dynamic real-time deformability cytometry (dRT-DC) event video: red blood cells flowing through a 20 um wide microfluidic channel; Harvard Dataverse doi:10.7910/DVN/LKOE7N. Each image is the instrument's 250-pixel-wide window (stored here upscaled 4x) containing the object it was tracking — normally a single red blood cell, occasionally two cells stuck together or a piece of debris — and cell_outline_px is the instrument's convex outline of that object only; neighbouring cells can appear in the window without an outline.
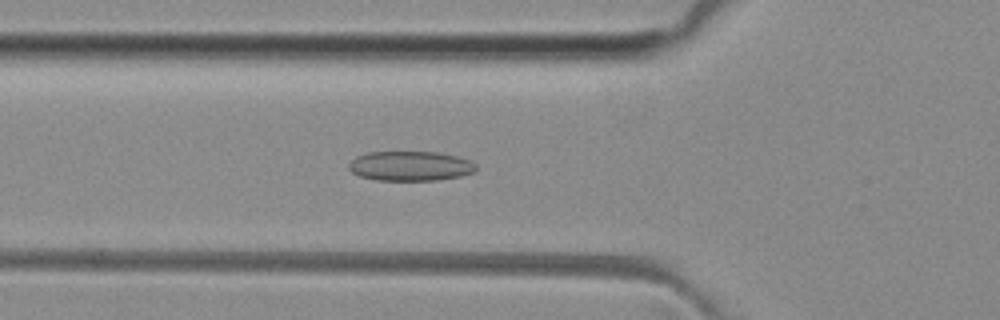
{"species": "common noctule bat (a hibernating species)", "species_latin": "Nyctalus noctula", "temperature_condition": "room temperature", "stored_images_in_passage": 44, "camera_frame_rate_fps": 3000, "um_per_image_px": 0.085, "animal": {"sex": "female", "body_mass_g": 29.2, "forearm_length_mm": 56.3}, "frame": {"image": 1, "passage_image": 18, "time_ms": 5.667, "image_size_px": [1000, 320], "cell_outline_px": [[476, 168], [472, 172], [460, 176], [436, 180], [376, 180], [360, 176], [352, 172], [348, 168], [348, 164], [356, 156], [368, 152], [436, 152], [456, 156], [468, 160], [476, 164]], "centroid_in_image_um": [34.84, 14.11], "position_along_channel_um": 91.0, "area_um2": 21.85}}
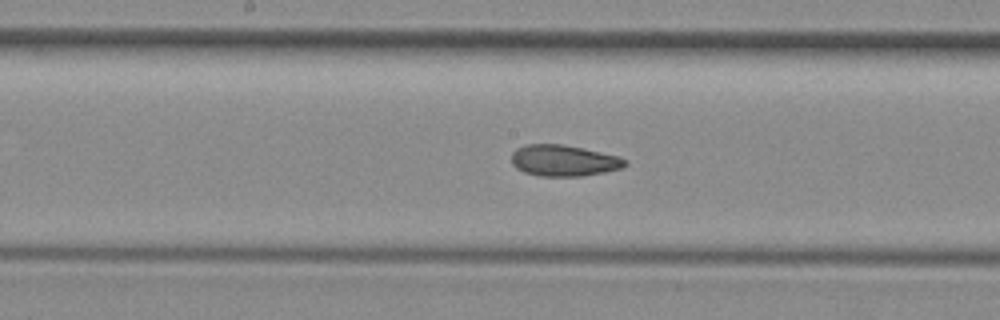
{"frame": {"image": 2, "passage_image": 26, "time_ms": 8.333, "image_size_px": [1000, 320], "cell_outline_px": [[628, 164], [620, 168], [604, 172], [584, 176], [540, 176], [524, 172], [516, 168], [512, 164], [512, 152], [516, 148], [524, 144], [560, 144], [620, 156], [628, 160]], "centroid_in_image_um": [47.91, 13.65], "position_along_channel_um": 200.3, "area_um2": 20.69}}
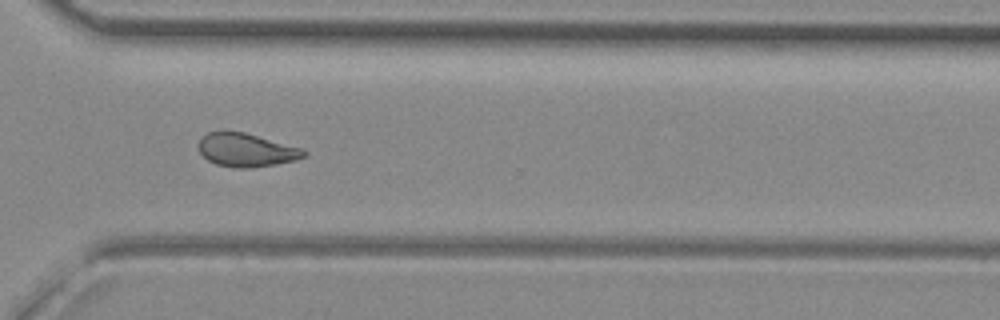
{"frame": {"image": 3, "passage_image": 37, "time_ms": 12.0, "image_size_px": [1000, 320], "cell_outline_px": [[308, 152], [304, 156], [296, 160], [276, 164], [252, 168], [232, 168], [216, 164], [208, 160], [200, 152], [196, 144], [208, 132], [244, 132], [304, 148]], "centroid_in_image_um": [20.96, 12.76], "position_along_channel_um": 349.6, "area_um2": 20.58}, "authors_computed_cell_mechanics": {"area_um2": 21.1259, "velocity_mm_per_s": 4.0769, "shape_relaxation_time_tau1_ms": null, "shape_relaxation_time_tau2_ms": 2.3986, "deformation_change_tau1": null, "deformation_change_tau2": 0.0846}}